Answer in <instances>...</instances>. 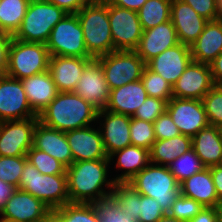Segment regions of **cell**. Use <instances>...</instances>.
Returning <instances> with one entry per match:
<instances>
[{"mask_svg": "<svg viewBox=\"0 0 222 222\" xmlns=\"http://www.w3.org/2000/svg\"><path fill=\"white\" fill-rule=\"evenodd\" d=\"M46 46L50 56L92 58L76 13H68L53 27Z\"/></svg>", "mask_w": 222, "mask_h": 222, "instance_id": "obj_8", "label": "cell"}, {"mask_svg": "<svg viewBox=\"0 0 222 222\" xmlns=\"http://www.w3.org/2000/svg\"><path fill=\"white\" fill-rule=\"evenodd\" d=\"M213 86L210 66L191 61L172 86V95L174 98L202 100Z\"/></svg>", "mask_w": 222, "mask_h": 222, "instance_id": "obj_16", "label": "cell"}, {"mask_svg": "<svg viewBox=\"0 0 222 222\" xmlns=\"http://www.w3.org/2000/svg\"><path fill=\"white\" fill-rule=\"evenodd\" d=\"M16 189L17 188L12 184L0 180V211L4 204L11 198Z\"/></svg>", "mask_w": 222, "mask_h": 222, "instance_id": "obj_53", "label": "cell"}, {"mask_svg": "<svg viewBox=\"0 0 222 222\" xmlns=\"http://www.w3.org/2000/svg\"><path fill=\"white\" fill-rule=\"evenodd\" d=\"M179 44L176 30L171 20L143 31L136 53L145 63L166 49Z\"/></svg>", "mask_w": 222, "mask_h": 222, "instance_id": "obj_21", "label": "cell"}, {"mask_svg": "<svg viewBox=\"0 0 222 222\" xmlns=\"http://www.w3.org/2000/svg\"><path fill=\"white\" fill-rule=\"evenodd\" d=\"M51 209L30 193L16 189L0 211L6 222H50Z\"/></svg>", "mask_w": 222, "mask_h": 222, "instance_id": "obj_12", "label": "cell"}, {"mask_svg": "<svg viewBox=\"0 0 222 222\" xmlns=\"http://www.w3.org/2000/svg\"><path fill=\"white\" fill-rule=\"evenodd\" d=\"M97 59L110 90L141 80L146 66L135 50H115Z\"/></svg>", "mask_w": 222, "mask_h": 222, "instance_id": "obj_9", "label": "cell"}, {"mask_svg": "<svg viewBox=\"0 0 222 222\" xmlns=\"http://www.w3.org/2000/svg\"><path fill=\"white\" fill-rule=\"evenodd\" d=\"M74 93L81 96L98 111L107 107L110 89L98 59L93 58L86 64Z\"/></svg>", "mask_w": 222, "mask_h": 222, "instance_id": "obj_15", "label": "cell"}, {"mask_svg": "<svg viewBox=\"0 0 222 222\" xmlns=\"http://www.w3.org/2000/svg\"><path fill=\"white\" fill-rule=\"evenodd\" d=\"M217 2H218L219 18H222V0H217Z\"/></svg>", "mask_w": 222, "mask_h": 222, "instance_id": "obj_56", "label": "cell"}, {"mask_svg": "<svg viewBox=\"0 0 222 222\" xmlns=\"http://www.w3.org/2000/svg\"><path fill=\"white\" fill-rule=\"evenodd\" d=\"M130 122L131 116L129 115L116 114L105 109L98 111L97 123H99L98 127L101 131L104 149L108 157L114 152L132 145Z\"/></svg>", "mask_w": 222, "mask_h": 222, "instance_id": "obj_17", "label": "cell"}, {"mask_svg": "<svg viewBox=\"0 0 222 222\" xmlns=\"http://www.w3.org/2000/svg\"><path fill=\"white\" fill-rule=\"evenodd\" d=\"M217 212V221L222 222V201H219L218 204L215 206Z\"/></svg>", "mask_w": 222, "mask_h": 222, "instance_id": "obj_55", "label": "cell"}, {"mask_svg": "<svg viewBox=\"0 0 222 222\" xmlns=\"http://www.w3.org/2000/svg\"><path fill=\"white\" fill-rule=\"evenodd\" d=\"M192 149V137L179 134L175 137L156 140L149 150L150 163L168 166L176 158Z\"/></svg>", "mask_w": 222, "mask_h": 222, "instance_id": "obj_30", "label": "cell"}, {"mask_svg": "<svg viewBox=\"0 0 222 222\" xmlns=\"http://www.w3.org/2000/svg\"><path fill=\"white\" fill-rule=\"evenodd\" d=\"M172 0H147L137 11L143 31L171 20Z\"/></svg>", "mask_w": 222, "mask_h": 222, "instance_id": "obj_33", "label": "cell"}, {"mask_svg": "<svg viewBox=\"0 0 222 222\" xmlns=\"http://www.w3.org/2000/svg\"><path fill=\"white\" fill-rule=\"evenodd\" d=\"M98 110L74 92H59L38 115L43 125L68 132L97 122ZM93 122V123H92Z\"/></svg>", "mask_w": 222, "mask_h": 222, "instance_id": "obj_2", "label": "cell"}, {"mask_svg": "<svg viewBox=\"0 0 222 222\" xmlns=\"http://www.w3.org/2000/svg\"><path fill=\"white\" fill-rule=\"evenodd\" d=\"M32 111L38 116L56 98L59 91L49 71L21 80Z\"/></svg>", "mask_w": 222, "mask_h": 222, "instance_id": "obj_24", "label": "cell"}, {"mask_svg": "<svg viewBox=\"0 0 222 222\" xmlns=\"http://www.w3.org/2000/svg\"><path fill=\"white\" fill-rule=\"evenodd\" d=\"M108 158L110 164H112V161L115 159L117 161L115 168H118V171H122L121 174H116V176L112 178L115 183H128L150 163L149 150L144 147L134 145H130L122 150L116 151Z\"/></svg>", "mask_w": 222, "mask_h": 222, "instance_id": "obj_27", "label": "cell"}, {"mask_svg": "<svg viewBox=\"0 0 222 222\" xmlns=\"http://www.w3.org/2000/svg\"><path fill=\"white\" fill-rule=\"evenodd\" d=\"M179 188L182 196L194 199L204 207H215L219 202L210 168H204L185 179Z\"/></svg>", "mask_w": 222, "mask_h": 222, "instance_id": "obj_29", "label": "cell"}, {"mask_svg": "<svg viewBox=\"0 0 222 222\" xmlns=\"http://www.w3.org/2000/svg\"><path fill=\"white\" fill-rule=\"evenodd\" d=\"M50 53L44 43L23 42L12 37L6 75L25 79L48 71Z\"/></svg>", "mask_w": 222, "mask_h": 222, "instance_id": "obj_7", "label": "cell"}, {"mask_svg": "<svg viewBox=\"0 0 222 222\" xmlns=\"http://www.w3.org/2000/svg\"><path fill=\"white\" fill-rule=\"evenodd\" d=\"M11 39L12 35L0 31V76L6 75Z\"/></svg>", "mask_w": 222, "mask_h": 222, "instance_id": "obj_47", "label": "cell"}, {"mask_svg": "<svg viewBox=\"0 0 222 222\" xmlns=\"http://www.w3.org/2000/svg\"><path fill=\"white\" fill-rule=\"evenodd\" d=\"M204 206L194 199H190L179 194L171 205L168 214L178 220L189 221L193 219Z\"/></svg>", "mask_w": 222, "mask_h": 222, "instance_id": "obj_42", "label": "cell"}, {"mask_svg": "<svg viewBox=\"0 0 222 222\" xmlns=\"http://www.w3.org/2000/svg\"><path fill=\"white\" fill-rule=\"evenodd\" d=\"M171 21L179 43L191 46L202 33L208 20L182 0L171 1Z\"/></svg>", "mask_w": 222, "mask_h": 222, "instance_id": "obj_20", "label": "cell"}, {"mask_svg": "<svg viewBox=\"0 0 222 222\" xmlns=\"http://www.w3.org/2000/svg\"><path fill=\"white\" fill-rule=\"evenodd\" d=\"M30 0L0 1V31L14 35L20 28Z\"/></svg>", "mask_w": 222, "mask_h": 222, "instance_id": "obj_32", "label": "cell"}, {"mask_svg": "<svg viewBox=\"0 0 222 222\" xmlns=\"http://www.w3.org/2000/svg\"><path fill=\"white\" fill-rule=\"evenodd\" d=\"M148 97L141 80L130 82L119 88L110 90V98L105 110L133 116L138 107L144 104Z\"/></svg>", "mask_w": 222, "mask_h": 222, "instance_id": "obj_25", "label": "cell"}, {"mask_svg": "<svg viewBox=\"0 0 222 222\" xmlns=\"http://www.w3.org/2000/svg\"><path fill=\"white\" fill-rule=\"evenodd\" d=\"M191 61L190 46L179 43L153 57L146 66L173 86Z\"/></svg>", "mask_w": 222, "mask_h": 222, "instance_id": "obj_19", "label": "cell"}, {"mask_svg": "<svg viewBox=\"0 0 222 222\" xmlns=\"http://www.w3.org/2000/svg\"><path fill=\"white\" fill-rule=\"evenodd\" d=\"M38 116L0 122V156H26L33 146V132Z\"/></svg>", "mask_w": 222, "mask_h": 222, "instance_id": "obj_11", "label": "cell"}, {"mask_svg": "<svg viewBox=\"0 0 222 222\" xmlns=\"http://www.w3.org/2000/svg\"><path fill=\"white\" fill-rule=\"evenodd\" d=\"M35 116L37 115L29 106L21 80L7 75L0 76V122Z\"/></svg>", "mask_w": 222, "mask_h": 222, "instance_id": "obj_13", "label": "cell"}, {"mask_svg": "<svg viewBox=\"0 0 222 222\" xmlns=\"http://www.w3.org/2000/svg\"><path fill=\"white\" fill-rule=\"evenodd\" d=\"M93 58L50 56L48 71L59 92H74L86 64Z\"/></svg>", "mask_w": 222, "mask_h": 222, "instance_id": "obj_22", "label": "cell"}, {"mask_svg": "<svg viewBox=\"0 0 222 222\" xmlns=\"http://www.w3.org/2000/svg\"><path fill=\"white\" fill-rule=\"evenodd\" d=\"M130 138L132 145L150 150L156 141L153 123L131 116Z\"/></svg>", "mask_w": 222, "mask_h": 222, "instance_id": "obj_38", "label": "cell"}, {"mask_svg": "<svg viewBox=\"0 0 222 222\" xmlns=\"http://www.w3.org/2000/svg\"><path fill=\"white\" fill-rule=\"evenodd\" d=\"M26 156L27 160L34 165L41 174H67L66 167L61 162L33 146L28 150Z\"/></svg>", "mask_w": 222, "mask_h": 222, "instance_id": "obj_37", "label": "cell"}, {"mask_svg": "<svg viewBox=\"0 0 222 222\" xmlns=\"http://www.w3.org/2000/svg\"><path fill=\"white\" fill-rule=\"evenodd\" d=\"M221 52V21L209 20L197 40L190 46L192 61L209 65Z\"/></svg>", "mask_w": 222, "mask_h": 222, "instance_id": "obj_26", "label": "cell"}, {"mask_svg": "<svg viewBox=\"0 0 222 222\" xmlns=\"http://www.w3.org/2000/svg\"><path fill=\"white\" fill-rule=\"evenodd\" d=\"M50 222H101L93 203H67L51 213Z\"/></svg>", "mask_w": 222, "mask_h": 222, "instance_id": "obj_31", "label": "cell"}, {"mask_svg": "<svg viewBox=\"0 0 222 222\" xmlns=\"http://www.w3.org/2000/svg\"><path fill=\"white\" fill-rule=\"evenodd\" d=\"M18 189L38 198L51 211L70 203L67 174H41L29 161L24 165Z\"/></svg>", "mask_w": 222, "mask_h": 222, "instance_id": "obj_4", "label": "cell"}, {"mask_svg": "<svg viewBox=\"0 0 222 222\" xmlns=\"http://www.w3.org/2000/svg\"><path fill=\"white\" fill-rule=\"evenodd\" d=\"M166 111L182 135L193 137L209 125L202 100L173 97Z\"/></svg>", "mask_w": 222, "mask_h": 222, "instance_id": "obj_14", "label": "cell"}, {"mask_svg": "<svg viewBox=\"0 0 222 222\" xmlns=\"http://www.w3.org/2000/svg\"><path fill=\"white\" fill-rule=\"evenodd\" d=\"M153 128L156 140H165L181 134L167 111L153 122Z\"/></svg>", "mask_w": 222, "mask_h": 222, "instance_id": "obj_45", "label": "cell"}, {"mask_svg": "<svg viewBox=\"0 0 222 222\" xmlns=\"http://www.w3.org/2000/svg\"><path fill=\"white\" fill-rule=\"evenodd\" d=\"M192 149L206 168L222 164L220 128L208 125L192 137Z\"/></svg>", "mask_w": 222, "mask_h": 222, "instance_id": "obj_28", "label": "cell"}, {"mask_svg": "<svg viewBox=\"0 0 222 222\" xmlns=\"http://www.w3.org/2000/svg\"><path fill=\"white\" fill-rule=\"evenodd\" d=\"M141 81L148 96L162 99L167 103L173 98L172 85L147 66L143 69Z\"/></svg>", "mask_w": 222, "mask_h": 222, "instance_id": "obj_36", "label": "cell"}, {"mask_svg": "<svg viewBox=\"0 0 222 222\" xmlns=\"http://www.w3.org/2000/svg\"><path fill=\"white\" fill-rule=\"evenodd\" d=\"M190 5L199 15L205 19L216 20L219 18L217 0H182Z\"/></svg>", "mask_w": 222, "mask_h": 222, "instance_id": "obj_46", "label": "cell"}, {"mask_svg": "<svg viewBox=\"0 0 222 222\" xmlns=\"http://www.w3.org/2000/svg\"><path fill=\"white\" fill-rule=\"evenodd\" d=\"M214 85L222 86V52L209 64Z\"/></svg>", "mask_w": 222, "mask_h": 222, "instance_id": "obj_49", "label": "cell"}, {"mask_svg": "<svg viewBox=\"0 0 222 222\" xmlns=\"http://www.w3.org/2000/svg\"><path fill=\"white\" fill-rule=\"evenodd\" d=\"M165 214L157 200L140 194L138 222H157Z\"/></svg>", "mask_w": 222, "mask_h": 222, "instance_id": "obj_44", "label": "cell"}, {"mask_svg": "<svg viewBox=\"0 0 222 222\" xmlns=\"http://www.w3.org/2000/svg\"><path fill=\"white\" fill-rule=\"evenodd\" d=\"M106 3L116 5L133 11H138L147 0H104Z\"/></svg>", "mask_w": 222, "mask_h": 222, "instance_id": "obj_52", "label": "cell"}, {"mask_svg": "<svg viewBox=\"0 0 222 222\" xmlns=\"http://www.w3.org/2000/svg\"><path fill=\"white\" fill-rule=\"evenodd\" d=\"M219 201H222V164L209 167Z\"/></svg>", "mask_w": 222, "mask_h": 222, "instance_id": "obj_51", "label": "cell"}, {"mask_svg": "<svg viewBox=\"0 0 222 222\" xmlns=\"http://www.w3.org/2000/svg\"><path fill=\"white\" fill-rule=\"evenodd\" d=\"M101 222H138L125 215L110 195L93 203Z\"/></svg>", "mask_w": 222, "mask_h": 222, "instance_id": "obj_41", "label": "cell"}, {"mask_svg": "<svg viewBox=\"0 0 222 222\" xmlns=\"http://www.w3.org/2000/svg\"><path fill=\"white\" fill-rule=\"evenodd\" d=\"M187 222H218L215 207H204L193 219Z\"/></svg>", "mask_w": 222, "mask_h": 222, "instance_id": "obj_50", "label": "cell"}, {"mask_svg": "<svg viewBox=\"0 0 222 222\" xmlns=\"http://www.w3.org/2000/svg\"><path fill=\"white\" fill-rule=\"evenodd\" d=\"M68 13L45 0H30L20 28L12 36L23 42L46 44L53 27Z\"/></svg>", "mask_w": 222, "mask_h": 222, "instance_id": "obj_5", "label": "cell"}, {"mask_svg": "<svg viewBox=\"0 0 222 222\" xmlns=\"http://www.w3.org/2000/svg\"><path fill=\"white\" fill-rule=\"evenodd\" d=\"M64 9L67 13H77L83 6L93 0H45Z\"/></svg>", "mask_w": 222, "mask_h": 222, "instance_id": "obj_48", "label": "cell"}, {"mask_svg": "<svg viewBox=\"0 0 222 222\" xmlns=\"http://www.w3.org/2000/svg\"><path fill=\"white\" fill-rule=\"evenodd\" d=\"M33 147L46 152L66 168L73 163V156L64 132L37 122L33 132Z\"/></svg>", "mask_w": 222, "mask_h": 222, "instance_id": "obj_23", "label": "cell"}, {"mask_svg": "<svg viewBox=\"0 0 222 222\" xmlns=\"http://www.w3.org/2000/svg\"><path fill=\"white\" fill-rule=\"evenodd\" d=\"M88 54L97 59L114 51L108 18V3L93 0L77 13Z\"/></svg>", "mask_w": 222, "mask_h": 222, "instance_id": "obj_3", "label": "cell"}, {"mask_svg": "<svg viewBox=\"0 0 222 222\" xmlns=\"http://www.w3.org/2000/svg\"><path fill=\"white\" fill-rule=\"evenodd\" d=\"M27 161V156H0V180L10 183L18 189L21 174Z\"/></svg>", "mask_w": 222, "mask_h": 222, "instance_id": "obj_40", "label": "cell"}, {"mask_svg": "<svg viewBox=\"0 0 222 222\" xmlns=\"http://www.w3.org/2000/svg\"><path fill=\"white\" fill-rule=\"evenodd\" d=\"M157 222H185V221L178 220V219L170 216L168 213H166Z\"/></svg>", "mask_w": 222, "mask_h": 222, "instance_id": "obj_54", "label": "cell"}, {"mask_svg": "<svg viewBox=\"0 0 222 222\" xmlns=\"http://www.w3.org/2000/svg\"><path fill=\"white\" fill-rule=\"evenodd\" d=\"M169 170L180 184L185 179L206 168L193 149L180 155L168 165Z\"/></svg>", "mask_w": 222, "mask_h": 222, "instance_id": "obj_35", "label": "cell"}, {"mask_svg": "<svg viewBox=\"0 0 222 222\" xmlns=\"http://www.w3.org/2000/svg\"><path fill=\"white\" fill-rule=\"evenodd\" d=\"M125 215L139 219L140 193L129 183H115L110 194Z\"/></svg>", "mask_w": 222, "mask_h": 222, "instance_id": "obj_34", "label": "cell"}, {"mask_svg": "<svg viewBox=\"0 0 222 222\" xmlns=\"http://www.w3.org/2000/svg\"><path fill=\"white\" fill-rule=\"evenodd\" d=\"M110 165L109 159H97L73 162L67 167L70 203H95L110 196L115 184L108 179Z\"/></svg>", "mask_w": 222, "mask_h": 222, "instance_id": "obj_1", "label": "cell"}, {"mask_svg": "<svg viewBox=\"0 0 222 222\" xmlns=\"http://www.w3.org/2000/svg\"><path fill=\"white\" fill-rule=\"evenodd\" d=\"M108 18L115 50H135L143 34L138 12L108 3Z\"/></svg>", "mask_w": 222, "mask_h": 222, "instance_id": "obj_10", "label": "cell"}, {"mask_svg": "<svg viewBox=\"0 0 222 222\" xmlns=\"http://www.w3.org/2000/svg\"><path fill=\"white\" fill-rule=\"evenodd\" d=\"M141 195L157 200L165 213L180 194L179 183L168 166L149 163L129 182Z\"/></svg>", "mask_w": 222, "mask_h": 222, "instance_id": "obj_6", "label": "cell"}, {"mask_svg": "<svg viewBox=\"0 0 222 222\" xmlns=\"http://www.w3.org/2000/svg\"><path fill=\"white\" fill-rule=\"evenodd\" d=\"M209 125L222 127V86L214 85L202 98Z\"/></svg>", "mask_w": 222, "mask_h": 222, "instance_id": "obj_39", "label": "cell"}, {"mask_svg": "<svg viewBox=\"0 0 222 222\" xmlns=\"http://www.w3.org/2000/svg\"><path fill=\"white\" fill-rule=\"evenodd\" d=\"M95 126L96 124L65 132L73 162L109 159L104 149L101 131Z\"/></svg>", "mask_w": 222, "mask_h": 222, "instance_id": "obj_18", "label": "cell"}, {"mask_svg": "<svg viewBox=\"0 0 222 222\" xmlns=\"http://www.w3.org/2000/svg\"><path fill=\"white\" fill-rule=\"evenodd\" d=\"M167 102L148 96L140 107H138L133 118H138L153 123L161 114L166 111Z\"/></svg>", "mask_w": 222, "mask_h": 222, "instance_id": "obj_43", "label": "cell"}]
</instances>
